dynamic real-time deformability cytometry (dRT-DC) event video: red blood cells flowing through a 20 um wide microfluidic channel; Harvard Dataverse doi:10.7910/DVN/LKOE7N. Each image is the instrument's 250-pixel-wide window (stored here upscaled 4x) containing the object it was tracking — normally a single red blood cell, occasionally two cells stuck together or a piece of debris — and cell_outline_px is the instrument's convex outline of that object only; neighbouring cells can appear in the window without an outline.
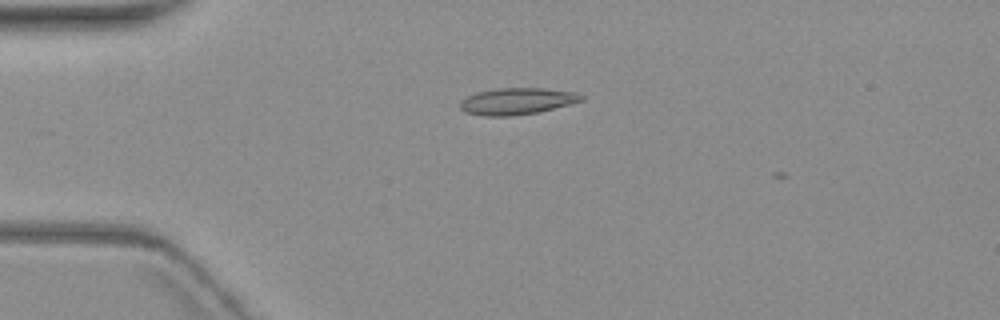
{"species": "common noctule bat (a hibernating species)", "species_latin": "Nyctalus noctula", "temperature_condition": "warm", "stored_images_in_passage": 4, "camera_frame_rate_fps": 3000, "um_per_image_px": 0.085, "animal": {"sex": "female", "body_mass_g": 19.3, "forearm_length_mm": 54.1}, "frame": {"image": 1, "passage_image": 2, "time_ms": 1.0, "image_size_px": [1000, 320], "cell_outline_px": [[584, 100], [540, 112], [512, 116], [484, 116], [464, 112], [460, 108], [460, 100], [476, 92], [500, 88], [544, 88], [576, 92], [584, 96]], "centroid_in_image_um": [43.94, 8.61], "position_along_channel_um": 41.1, "area_um2": 18.96}}
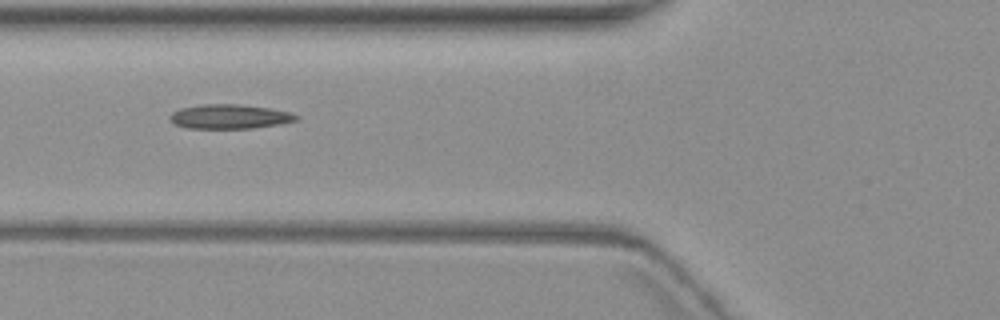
{"frame": {"image": 2, "passage_image": 4, "time_ms": 3.667, "image_size_px": [1000, 320], "cell_outline_px": [[300, 116], [296, 120], [280, 124], [252, 128], [184, 128], [176, 124], [168, 116], [172, 112], [180, 108], [200, 104], [236, 104], [268, 108], [288, 112]], "centroid_in_image_um": [19.48, 9.91], "position_along_channel_um": 106.3, "area_um2": 17.8}}